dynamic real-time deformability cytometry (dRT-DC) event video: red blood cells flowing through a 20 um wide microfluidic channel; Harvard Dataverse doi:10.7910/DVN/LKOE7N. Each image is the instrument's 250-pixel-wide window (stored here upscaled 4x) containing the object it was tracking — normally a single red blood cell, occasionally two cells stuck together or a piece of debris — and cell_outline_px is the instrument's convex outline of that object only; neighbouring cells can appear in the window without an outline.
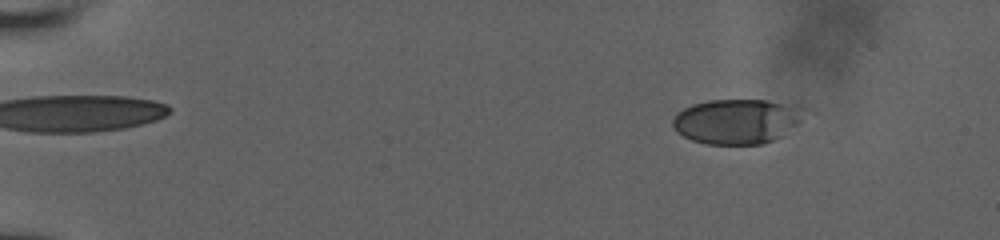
{"species": "human", "species_latin": "Homo sapiens", "temperature_condition": "room temperature", "stored_images_in_passage": 26, "camera_frame_rate_fps": 3000, "um_per_image_px": 0.085, "donor": {"sex": "male"}, "frame": {"image": 1, "passage_image": 5, "time_ms": 2.333, "image_size_px": [1000, 240], "cell_outline_px": [[780, 136], [772, 140], [760, 144], [704, 144], [692, 140], [676, 132], [672, 124], [672, 120], [676, 112], [692, 104], [708, 100], [768, 100], [780, 104]], "centroid_in_image_um": [62.01, 10.36], "position_along_channel_um": 23.0, "area_um2": 30.46}}
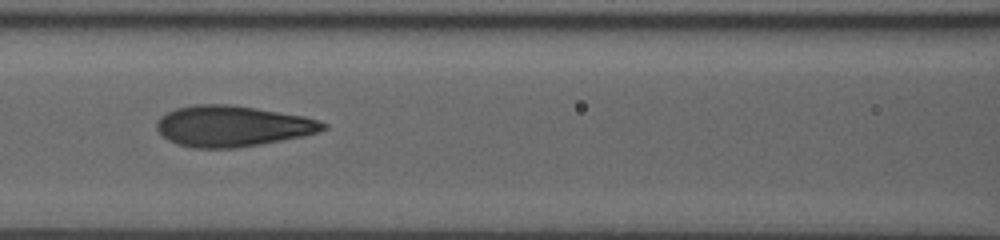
{"frame": {"image": 2, "passage_image": 17, "time_ms": 9.0, "image_size_px": [1000, 240], "cell_outline_px": [[328, 128], [304, 136], [260, 144], [236, 148], [192, 148], [168, 140], [156, 128], [156, 120], [160, 116], [176, 108], [192, 104], [228, 104], [256, 108], [304, 116], [328, 124]], "centroid_in_image_um": [19.74, 10.71], "position_along_channel_um": 146.9, "area_um2": 39.59}}
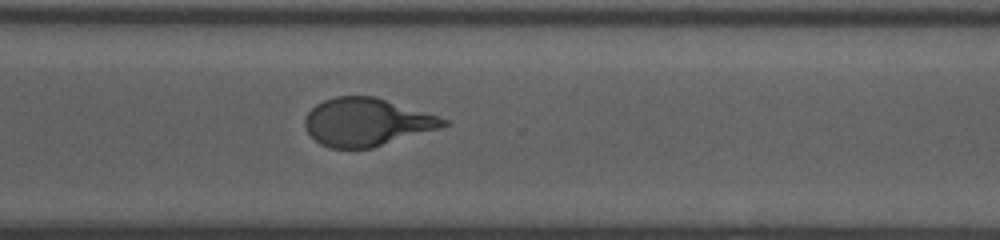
{"frame": {"image": 3, "passage_image": 26, "time_ms": 14.0, "image_size_px": [1000, 240], "cell_outline_px": [[448, 124], [436, 128], [372, 148], [328, 148], [320, 144], [308, 132], [304, 124], [304, 120], [308, 112], [316, 104], [324, 100], [336, 96], [376, 96], [448, 120]], "centroid_in_image_um": [31.09, 10.37], "position_along_channel_um": 339.5, "area_um2": 37.97}}